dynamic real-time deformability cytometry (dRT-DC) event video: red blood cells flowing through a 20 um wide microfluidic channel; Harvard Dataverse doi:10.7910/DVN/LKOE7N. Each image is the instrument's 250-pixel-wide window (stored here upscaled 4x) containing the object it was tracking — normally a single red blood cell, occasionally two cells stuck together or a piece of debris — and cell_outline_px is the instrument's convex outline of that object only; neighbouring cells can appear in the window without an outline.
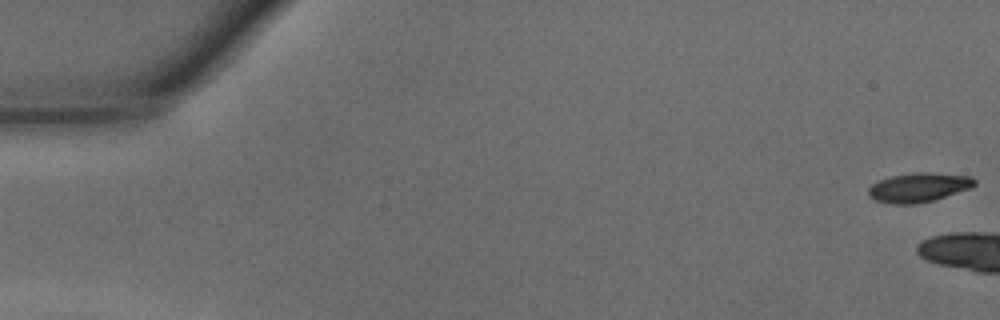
{"species": "common noctule bat (a hibernating species)", "species_latin": "Nyctalus noctula", "temperature_condition": "warm", "stored_images_in_passage": 5, "camera_frame_rate_fps": 3000, "um_per_image_px": 0.085, "animal": {"sex": "male", "body_mass_g": 15.6}, "frame": {"image": 1, "passage_image": 1, "time_ms": 0.0, "image_size_px": [1000, 320], "cell_outline_px": [[976, 184], [972, 188], [932, 200], [916, 204], [892, 204], [876, 200], [868, 196], [868, 188], [872, 184], [880, 180], [892, 176], [920, 172], [924, 172], [972, 176], [976, 180]], "centroid_in_image_um": [78.1, 15.93], "position_along_channel_um": 6.9, "area_um2": 17.98}}